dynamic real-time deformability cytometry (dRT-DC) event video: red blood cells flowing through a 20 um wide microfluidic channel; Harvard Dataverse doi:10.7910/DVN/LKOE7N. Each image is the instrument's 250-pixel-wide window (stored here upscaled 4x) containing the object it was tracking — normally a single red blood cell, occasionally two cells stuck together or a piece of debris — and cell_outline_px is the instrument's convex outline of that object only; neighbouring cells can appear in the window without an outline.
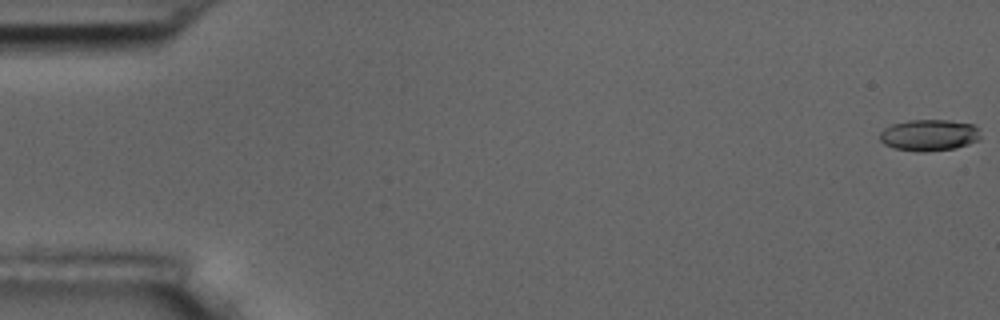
{"species": "common noctule bat (a hibernating species)", "species_latin": "Nyctalus noctula", "temperature_condition": "room temperature", "stored_images_in_passage": 6, "camera_frame_rate_fps": 3000, "um_per_image_px": 0.085, "animal": {"sex": "male", "body_mass_g": 17.5, "forearm_length_mm": 52.3}, "frame": {"image": 1, "passage_image": 1, "time_ms": 0.0, "image_size_px": [1000, 320], "cell_outline_px": [[980, 140], [956, 148], [924, 152], [916, 152], [892, 148], [884, 144], [880, 140], [880, 132], [884, 128], [892, 124], [908, 120], [948, 120], [972, 124], [980, 128]], "centroid_in_image_um": [78.98, 11.49], "position_along_channel_um": 6.0, "area_um2": 18.73}}
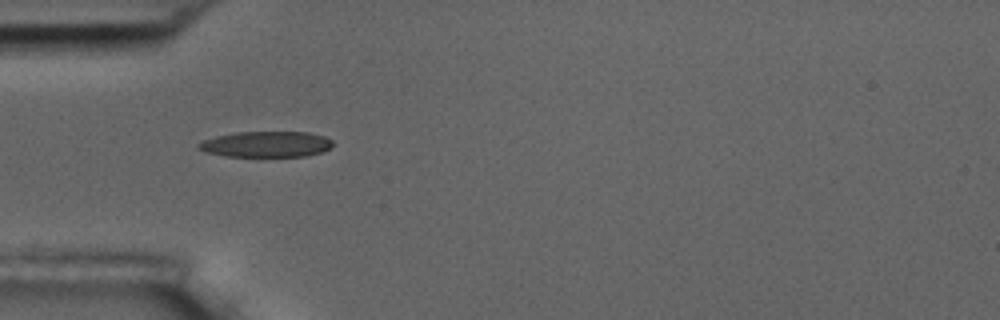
{"frame": {"image": 2, "passage_image": 5, "time_ms": 5.667, "image_size_px": [1000, 320], "cell_outline_px": [[336, 144], [332, 148], [320, 152], [304, 156], [224, 156], [204, 152], [196, 148], [196, 144], [204, 140], [216, 136], [236, 132], [308, 132], [324, 136], [332, 140]], "centroid_in_image_um": [22.62, 12.26], "position_along_channel_um": 62.4, "area_um2": 20.35}}